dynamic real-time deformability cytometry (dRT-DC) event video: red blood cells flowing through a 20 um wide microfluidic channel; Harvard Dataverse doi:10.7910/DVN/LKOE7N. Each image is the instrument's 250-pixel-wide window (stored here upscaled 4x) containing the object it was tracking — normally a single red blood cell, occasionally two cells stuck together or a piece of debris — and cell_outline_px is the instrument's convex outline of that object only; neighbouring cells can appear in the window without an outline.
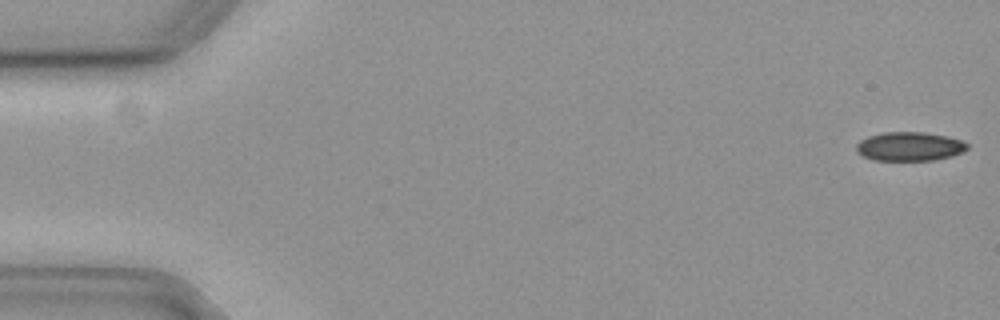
{"species": "common noctule bat (a hibernating species)", "species_latin": "Nyctalus noctula", "temperature_condition": "cold", "stored_images_in_passage": 57, "camera_frame_rate_fps": 3000, "um_per_image_px": 0.085, "animal": {"sex": "female", "body_mass_g": 19.3, "forearm_length_mm": 54.1}, "frame": {"image": 1, "passage_image": 1, "time_ms": 0.0, "image_size_px": [1000, 320], "cell_outline_px": [[968, 148], [964, 152], [952, 156], [936, 160], [872, 160], [856, 152], [856, 144], [860, 140], [868, 136], [884, 132], [920, 132], [944, 136], [960, 140], [968, 144]], "centroid_in_image_um": [77.29, 12.46], "position_along_channel_um": 7.7, "area_um2": 18.67}}
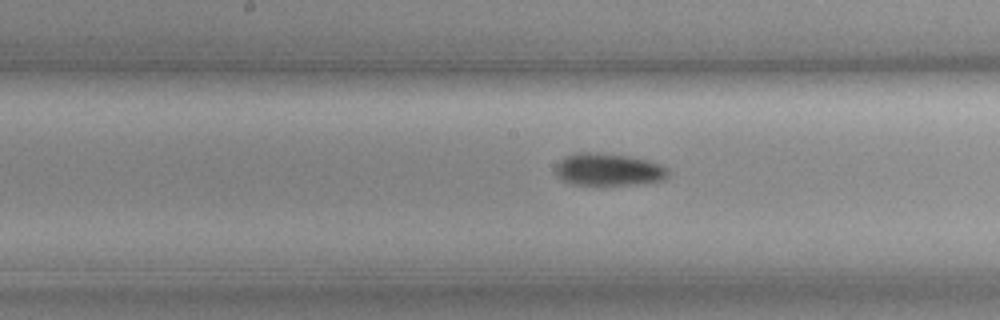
{"frame": {"image": 2, "passage_image": 29, "time_ms": 9.333, "image_size_px": [1000, 320], "cell_outline_px": [[668, 176], [664, 180], [636, 184], [572, 184], [560, 180], [556, 176], [556, 164], [560, 160], [576, 152], [600, 152], [628, 156], [648, 160], [660, 164], [668, 168]], "centroid_in_image_um": [51.71, 14.4], "position_along_channel_um": 196.5, "area_um2": 21.27}}
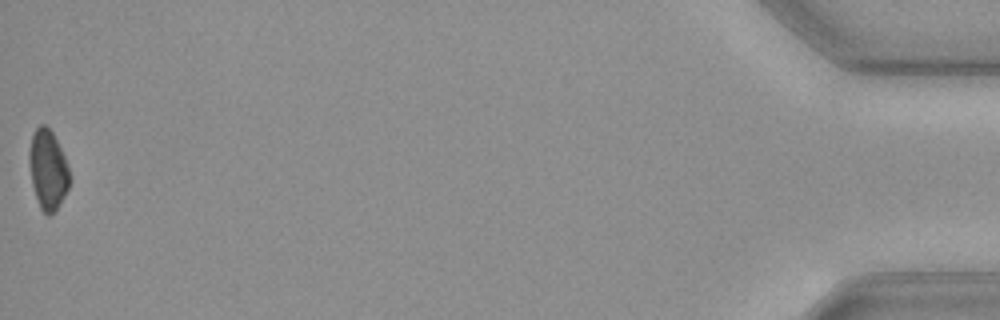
{"frame": {"image": 3, "passage_image": 57, "time_ms": 18.667, "image_size_px": [1000, 320], "cell_outline_px": [[68, 188], [60, 204], [48, 216], [40, 208], [32, 184], [28, 160], [28, 156], [32, 136], [36, 128], [40, 124], [44, 124], [52, 132], [64, 156], [68, 168]], "centroid_in_image_um": [4.04, 14.41], "position_along_channel_um": 431.2, "area_um2": 18.26}, "authors_computed_cell_mechanics": {"area_um2": 19.8254, "velocity_mm_per_s": 3.6548, "shape_relaxation_time_tau1_ms": 6.1959, "shape_relaxation_time_tau2_ms": null, "deformation_change_tau1": 0.1146, "deformation_change_tau2": null}}